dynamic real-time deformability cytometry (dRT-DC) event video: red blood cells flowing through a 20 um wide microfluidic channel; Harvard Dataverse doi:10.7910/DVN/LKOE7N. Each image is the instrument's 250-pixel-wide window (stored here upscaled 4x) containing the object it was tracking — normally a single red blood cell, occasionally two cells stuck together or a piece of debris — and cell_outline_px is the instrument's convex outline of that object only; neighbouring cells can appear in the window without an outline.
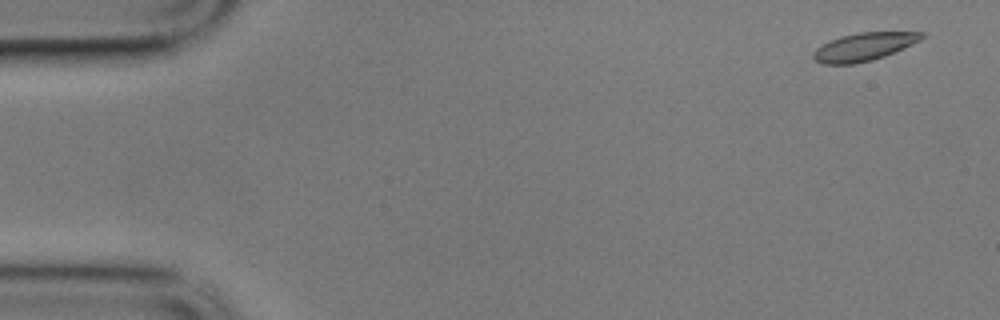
{"species": "common noctule bat (a hibernating species)", "species_latin": "Nyctalus noctula", "temperature_condition": "cold", "stored_images_in_passage": 5, "camera_frame_rate_fps": 3000, "um_per_image_px": 0.085, "animal": {"sex": "male", "body_mass_g": 17.9}, "frame": {"image": 1, "passage_image": 1, "time_ms": 0.0, "image_size_px": [1000, 320], "cell_outline_px": [[928, 36], [904, 48], [884, 56], [872, 60], [852, 64], [824, 64], [816, 60], [812, 56], [812, 52], [816, 48], [840, 36], [860, 32], [924, 32]], "centroid_in_image_um": [73.46, 3.97], "position_along_channel_um": 11.5, "area_um2": 17.57}}
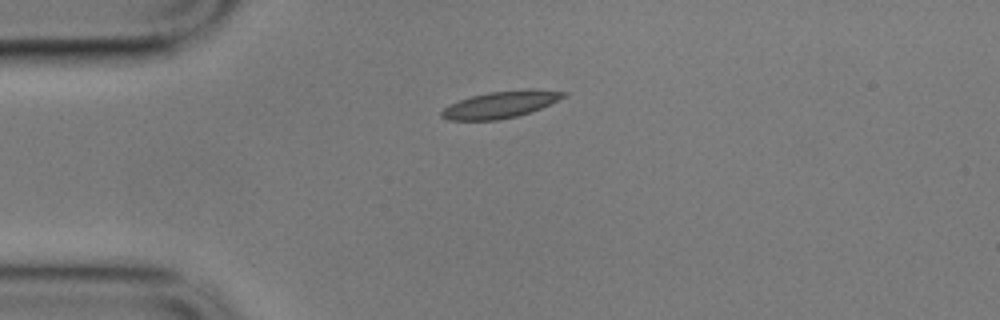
{"frame": {"image": 2, "passage_image": 4, "time_ms": 1.0, "image_size_px": [1000, 320], "cell_outline_px": [[568, 92], [564, 96], [532, 112], [516, 116], [496, 120], [448, 120], [440, 116], [440, 112], [444, 108], [460, 100], [472, 96], [488, 92], [524, 88], [532, 88]], "centroid_in_image_um": [42.55, 8.87], "position_along_channel_um": 42.5, "area_um2": 18.96}}